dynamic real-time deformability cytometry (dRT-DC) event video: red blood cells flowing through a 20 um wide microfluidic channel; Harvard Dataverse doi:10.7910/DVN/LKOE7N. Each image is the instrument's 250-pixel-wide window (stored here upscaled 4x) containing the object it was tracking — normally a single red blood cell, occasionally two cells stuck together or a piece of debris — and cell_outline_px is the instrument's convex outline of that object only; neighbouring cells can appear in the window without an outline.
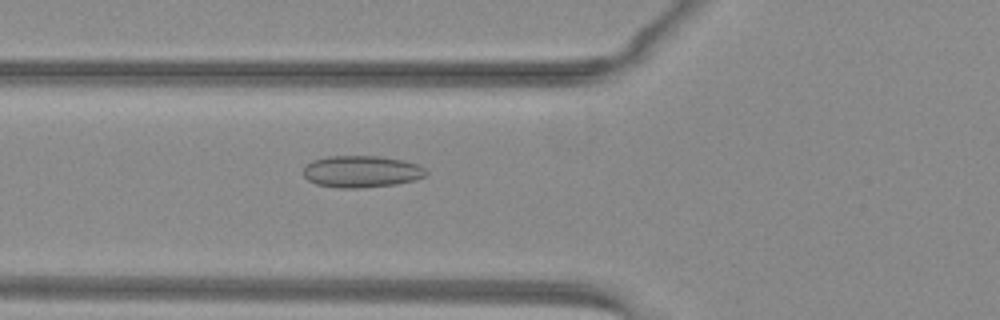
{"species": "common noctule bat (a hibernating species)", "species_latin": "Nyctalus noctula", "temperature_condition": "warm", "stored_images_in_passage": 46, "camera_frame_rate_fps": 3000, "um_per_image_px": 0.085, "animal": {"sex": "female", "body_mass_g": 29.2, "forearm_length_mm": 56.3}, "frame": {"image": 1, "passage_image": 14, "time_ms": 4.333, "image_size_px": [1000, 320], "cell_outline_px": [[428, 172], [424, 176], [416, 180], [396, 184], [360, 188], [336, 188], [316, 184], [308, 180], [304, 176], [304, 168], [312, 160], [328, 156], [380, 156], [404, 160], [416, 164], [424, 168]], "centroid_in_image_um": [30.73, 14.58], "position_along_channel_um": 95.1, "area_um2": 22.83}}
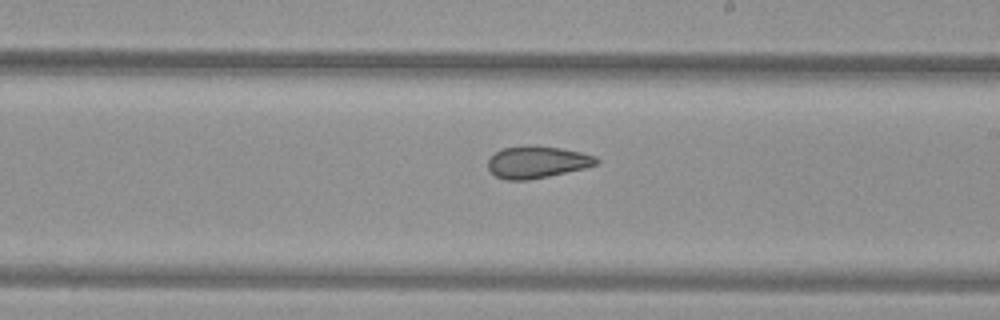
{"frame": {"image": 2, "passage_image": 25, "time_ms": 8.0, "image_size_px": [1000, 320], "cell_outline_px": [[600, 160], [596, 164], [584, 168], [548, 176], [528, 180], [504, 180], [496, 176], [488, 168], [488, 160], [496, 152], [504, 148], [532, 144], [536, 144], [560, 148], [580, 152], [596, 156]], "centroid_in_image_um": [45.65, 13.76], "position_along_channel_um": 243.4, "area_um2": 20.23}}
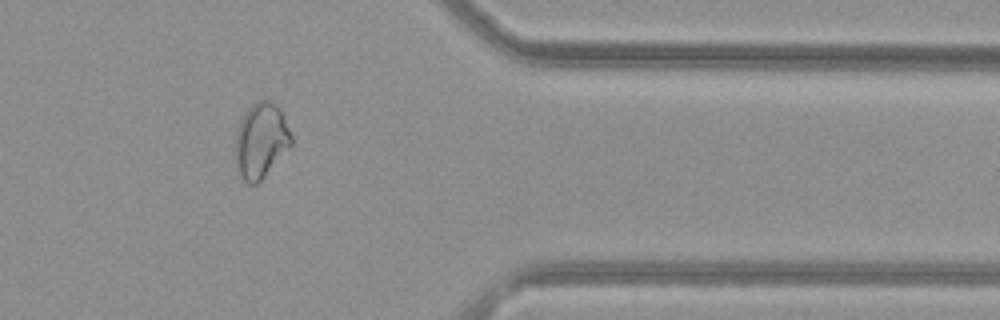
{"frame": {"image": 3, "passage_image": 37, "time_ms": 12.0, "image_size_px": [1000, 320], "cell_outline_px": [[292, 144], [264, 176], [256, 184], [248, 184], [244, 180], [236, 164], [236, 132], [240, 120], [244, 112], [256, 100], [272, 100], [280, 108], [292, 136]], "centroid_in_image_um": [22.18, 11.89], "position_along_channel_um": 389.2, "area_um2": 24.28}, "authors_computed_cell_mechanics": {"area_um2": 23.2356, "velocity_mm_per_s": 4.034, "shape_relaxation_time_tau1_ms": null, "shape_relaxation_time_tau2_ms": 1.9065, "deformation_change_tau1": null, "deformation_change_tau2": 0.0745}}